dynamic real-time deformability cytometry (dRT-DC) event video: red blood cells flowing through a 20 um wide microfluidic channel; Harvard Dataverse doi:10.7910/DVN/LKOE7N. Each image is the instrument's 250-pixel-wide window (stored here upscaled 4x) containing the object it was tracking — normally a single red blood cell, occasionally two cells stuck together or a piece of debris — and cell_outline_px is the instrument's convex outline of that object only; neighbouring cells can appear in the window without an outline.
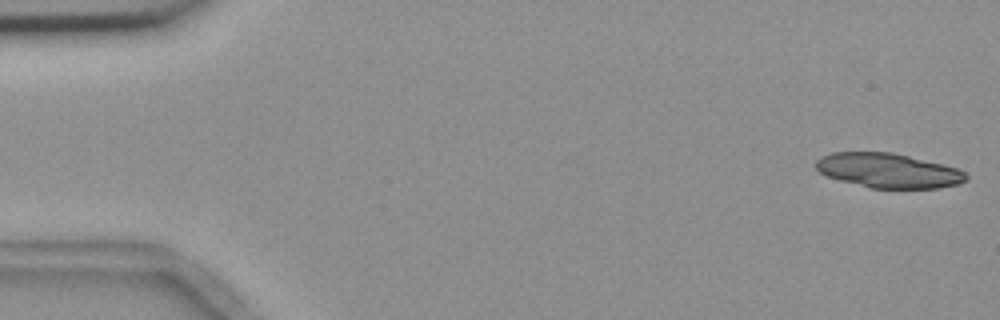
{"species": "common noctule bat (a hibernating species)", "species_latin": "Nyctalus noctula", "temperature_condition": "room temperature", "stored_images_in_passage": 55, "camera_frame_rate_fps": 3000, "um_per_image_px": 0.085, "animal": {"sex": "female", "body_mass_g": 18.4}, "frame": {"image": 1, "passage_image": 1, "time_ms": 0.0, "image_size_px": [1000, 320], "cell_outline_px": [[968, 180], [956, 184], [936, 188], [872, 188], [840, 180], [828, 176], [820, 172], [816, 168], [816, 160], [820, 156], [832, 152], [892, 152], [956, 168], [964, 172], [968, 176]], "centroid_in_image_um": [75.47, 14.49], "position_along_channel_um": 9.5, "area_um2": 29.88}}
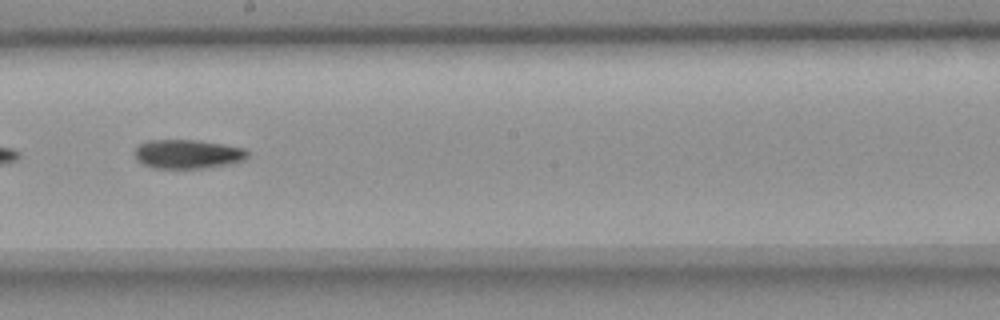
{"frame": {"image": 2, "passage_image": 31, "time_ms": 10.0, "image_size_px": [1000, 320], "cell_outline_px": [[248, 156], [244, 160], [232, 164], [204, 168], [152, 168], [136, 160], [132, 152], [136, 144], [148, 140], [196, 140], [244, 148], [248, 152]], "centroid_in_image_um": [15.89, 13.1], "position_along_channel_um": 232.3, "area_um2": 19.36}}
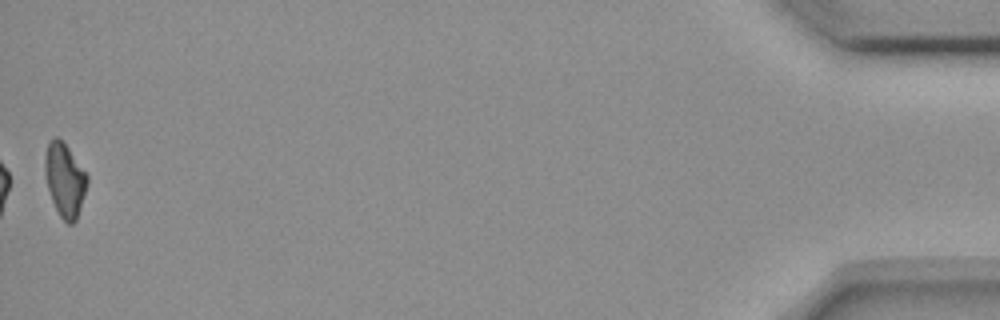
{"frame": {"image": 3, "passage_image": 55, "time_ms": 18.0, "image_size_px": [1000, 320], "cell_outline_px": [[88, 184], [76, 220], [72, 224], [68, 224], [60, 216], [52, 200], [48, 188], [44, 172], [44, 160], [48, 144], [56, 136], [68, 148], [88, 176]], "centroid_in_image_um": [5.51, 15.31], "position_along_channel_um": 429.7, "area_um2": 17.74}, "authors_computed_cell_mechanics": {"area_um2": 19.1318, "velocity_mm_per_s": 3.6584, "shape_relaxation_time_tau1_ms": 8.0664, "shape_relaxation_time_tau2_ms": null, "deformation_change_tau1": 0.1713, "deformation_change_tau2": null}}